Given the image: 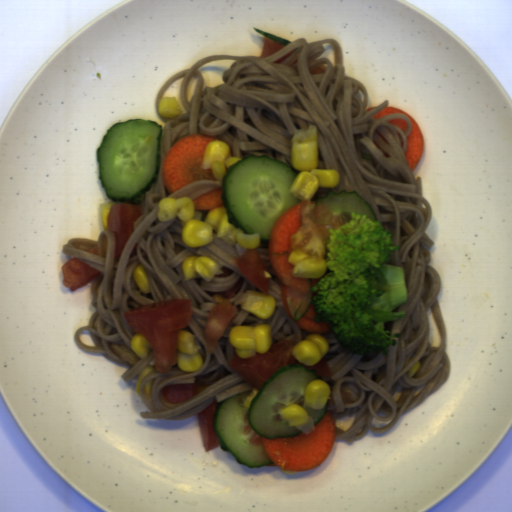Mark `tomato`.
<instances>
[{
	"instance_id": "6",
	"label": "tomato",
	"mask_w": 512,
	"mask_h": 512,
	"mask_svg": "<svg viewBox=\"0 0 512 512\" xmlns=\"http://www.w3.org/2000/svg\"><path fill=\"white\" fill-rule=\"evenodd\" d=\"M235 262L243 276L269 298L271 278L264 277V270L269 271V269L257 248L247 249L235 259Z\"/></svg>"
},
{
	"instance_id": "9",
	"label": "tomato",
	"mask_w": 512,
	"mask_h": 512,
	"mask_svg": "<svg viewBox=\"0 0 512 512\" xmlns=\"http://www.w3.org/2000/svg\"><path fill=\"white\" fill-rule=\"evenodd\" d=\"M199 386L197 383H185L166 385L161 392L163 397L170 403H180L194 395H197Z\"/></svg>"
},
{
	"instance_id": "1",
	"label": "tomato",
	"mask_w": 512,
	"mask_h": 512,
	"mask_svg": "<svg viewBox=\"0 0 512 512\" xmlns=\"http://www.w3.org/2000/svg\"><path fill=\"white\" fill-rule=\"evenodd\" d=\"M132 333H139L150 345L155 370L168 373L178 362L179 331L192 321V299H168L121 312Z\"/></svg>"
},
{
	"instance_id": "3",
	"label": "tomato",
	"mask_w": 512,
	"mask_h": 512,
	"mask_svg": "<svg viewBox=\"0 0 512 512\" xmlns=\"http://www.w3.org/2000/svg\"><path fill=\"white\" fill-rule=\"evenodd\" d=\"M294 345L291 340H279L272 343L266 353L259 354L255 352V356L251 359H240L235 354L228 361V365L241 378L258 390L273 372L289 364H301L306 369L316 370L317 377L332 376L331 369L324 356L316 365L306 366L293 357L292 349Z\"/></svg>"
},
{
	"instance_id": "4",
	"label": "tomato",
	"mask_w": 512,
	"mask_h": 512,
	"mask_svg": "<svg viewBox=\"0 0 512 512\" xmlns=\"http://www.w3.org/2000/svg\"><path fill=\"white\" fill-rule=\"evenodd\" d=\"M244 278L231 289L220 292L221 302L210 309L205 323V338L208 353L213 354L219 339L224 335L229 323L239 313V308L232 304L229 298L233 296L241 287Z\"/></svg>"
},
{
	"instance_id": "2",
	"label": "tomato",
	"mask_w": 512,
	"mask_h": 512,
	"mask_svg": "<svg viewBox=\"0 0 512 512\" xmlns=\"http://www.w3.org/2000/svg\"><path fill=\"white\" fill-rule=\"evenodd\" d=\"M302 224L299 229L290 235L288 242L290 249L300 250L306 255L327 258L326 239H329L328 228L339 229L345 223H350L348 213L332 214L329 205L321 201L316 205L310 200L301 208Z\"/></svg>"
},
{
	"instance_id": "8",
	"label": "tomato",
	"mask_w": 512,
	"mask_h": 512,
	"mask_svg": "<svg viewBox=\"0 0 512 512\" xmlns=\"http://www.w3.org/2000/svg\"><path fill=\"white\" fill-rule=\"evenodd\" d=\"M217 404L215 399L208 407L197 413L200 436L206 453L220 446L218 437L213 431V419Z\"/></svg>"
},
{
	"instance_id": "5",
	"label": "tomato",
	"mask_w": 512,
	"mask_h": 512,
	"mask_svg": "<svg viewBox=\"0 0 512 512\" xmlns=\"http://www.w3.org/2000/svg\"><path fill=\"white\" fill-rule=\"evenodd\" d=\"M143 215L139 203L115 201L108 211L107 231L116 236L115 260L120 259L122 252L135 231L134 221Z\"/></svg>"
},
{
	"instance_id": "10",
	"label": "tomato",
	"mask_w": 512,
	"mask_h": 512,
	"mask_svg": "<svg viewBox=\"0 0 512 512\" xmlns=\"http://www.w3.org/2000/svg\"><path fill=\"white\" fill-rule=\"evenodd\" d=\"M287 47L286 45L280 44L278 42L272 41L269 38L262 37V51L259 58H265L269 55H272L281 49Z\"/></svg>"
},
{
	"instance_id": "7",
	"label": "tomato",
	"mask_w": 512,
	"mask_h": 512,
	"mask_svg": "<svg viewBox=\"0 0 512 512\" xmlns=\"http://www.w3.org/2000/svg\"><path fill=\"white\" fill-rule=\"evenodd\" d=\"M60 269L63 273L62 284L71 292L82 288L101 275V272L75 256L65 262Z\"/></svg>"
}]
</instances>
